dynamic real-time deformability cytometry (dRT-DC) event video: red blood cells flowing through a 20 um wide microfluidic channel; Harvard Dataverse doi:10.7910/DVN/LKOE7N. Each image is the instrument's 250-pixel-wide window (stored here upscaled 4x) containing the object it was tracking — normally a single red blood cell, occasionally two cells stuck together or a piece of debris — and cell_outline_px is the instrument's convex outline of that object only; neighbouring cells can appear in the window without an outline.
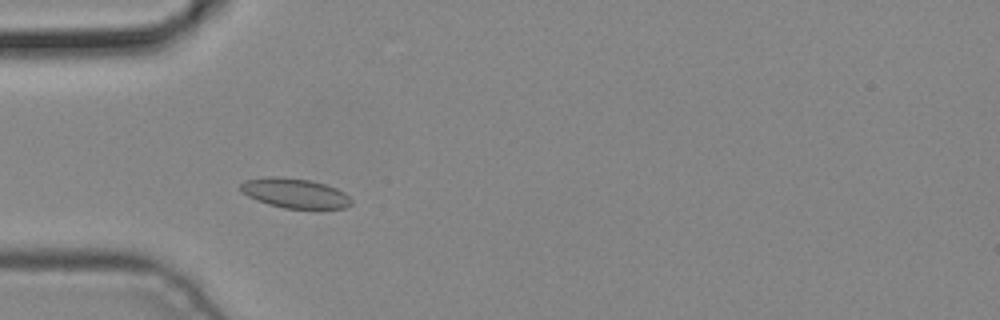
{"species": "common noctule bat (a hibernating species)", "species_latin": "Nyctalus noctula", "temperature_condition": "cold", "stored_images_in_passage": 4, "camera_frame_rate_fps": 3000, "um_per_image_px": 0.085, "animal": {"sex": "male", "body_mass_g": 19.2, "forearm_length_mm": 51.8}, "frame": {"image": 1, "passage_image": 3, "time_ms": 0.667, "image_size_px": [1000, 320], "cell_outline_px": [[352, 204], [344, 208], [284, 208], [268, 204], [256, 200], [240, 192], [240, 184], [244, 180], [268, 176], [280, 176], [308, 180], [324, 184], [336, 188], [344, 192], [352, 200]], "centroid_in_image_um": [25.02, 16.41], "position_along_channel_um": 60.0, "area_um2": 19.19}}
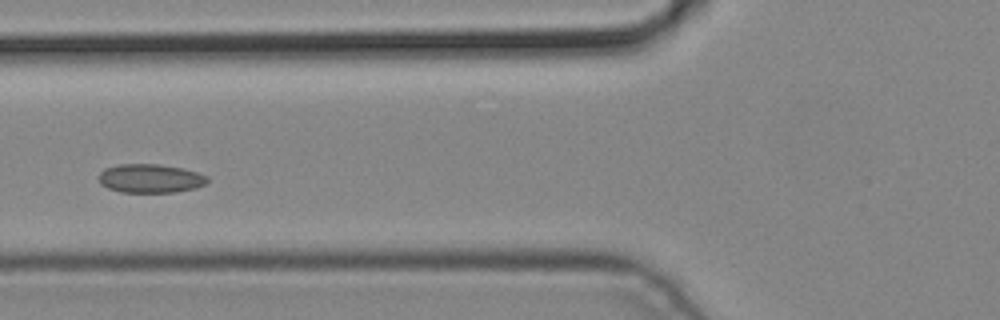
{"frame": {"image": 2, "passage_image": 4, "time_ms": 1.0, "image_size_px": [1000, 320], "cell_outline_px": [[208, 180], [204, 184], [196, 188], [176, 192], [120, 192], [108, 188], [100, 184], [96, 176], [104, 168], [120, 164], [156, 164], [184, 168], [208, 176]], "centroid_in_image_um": [12.74, 15.16], "position_along_channel_um": 113.1, "area_um2": 18.38}}